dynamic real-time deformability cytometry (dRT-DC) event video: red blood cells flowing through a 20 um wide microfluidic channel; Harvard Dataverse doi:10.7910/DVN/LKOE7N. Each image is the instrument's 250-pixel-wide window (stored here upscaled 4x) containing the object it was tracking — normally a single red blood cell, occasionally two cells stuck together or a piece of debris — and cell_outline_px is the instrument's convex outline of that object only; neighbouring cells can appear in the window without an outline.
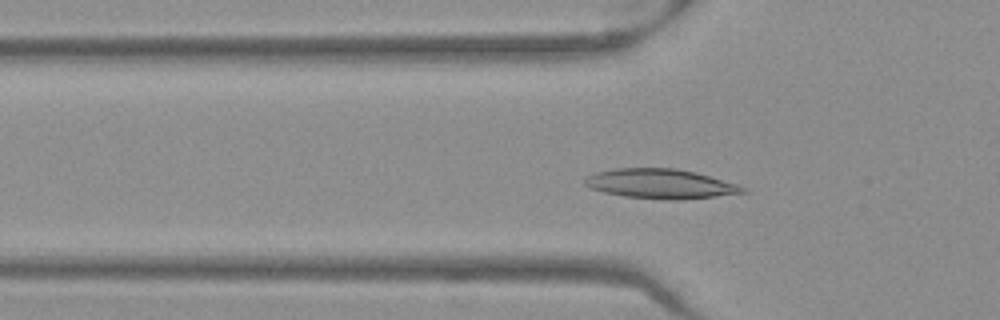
{"species": "Egyptian fruit bat (a non-hibernating species)", "species_latin": "Rousettus aegyptiacus", "temperature_condition": "warm", "stored_images_in_passage": 47, "camera_frame_rate_fps": 3000, "um_per_image_px": 0.085, "frame": {"image": 1, "passage_image": 11, "time_ms": 3.333, "image_size_px": [1000, 320], "cell_outline_px": [[748, 192], [716, 196], [680, 200], [672, 200], [624, 196], [604, 192], [592, 188], [584, 184], [584, 180], [588, 176], [596, 172], [616, 168], [676, 168], [696, 172], [740, 184], [748, 188]], "centroid_in_image_um": [56.21, 15.62], "position_along_channel_um": 69.6, "area_um2": 27.34}}
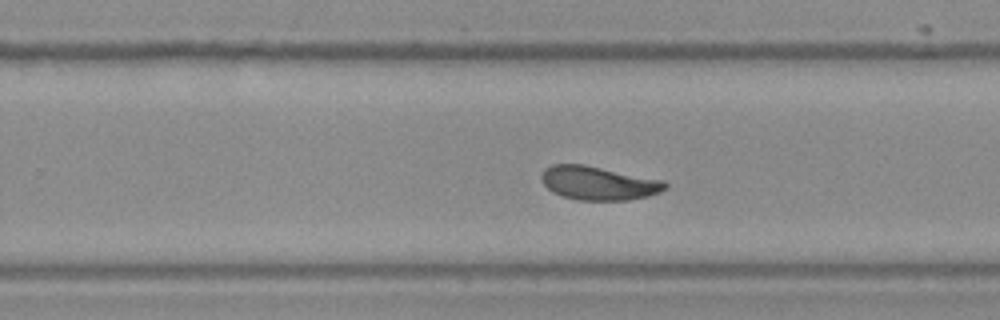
{"frame": {"image": 2, "passage_image": 27, "time_ms": 8.667, "image_size_px": [1000, 320], "cell_outline_px": [[668, 188], [660, 192], [648, 196], [628, 200], [576, 200], [552, 192], [544, 184], [540, 176], [544, 168], [552, 164], [584, 164], [664, 180], [668, 184]], "centroid_in_image_um": [50.88, 15.56], "position_along_channel_um": 278.9, "area_um2": 24.45}}
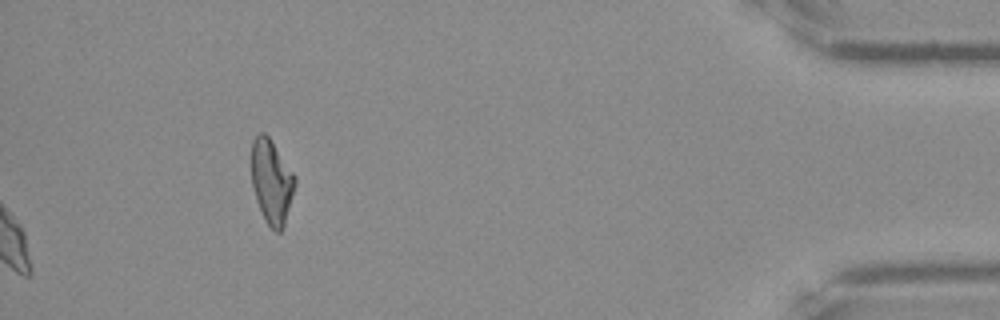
{"frame": {"image": 3, "passage_image": 47, "time_ms": 15.333, "image_size_px": [1000, 320], "cell_outline_px": [[296, 184], [284, 224], [280, 232], [276, 232], [264, 220], [256, 200], [252, 184], [252, 140], [260, 132], [264, 132], [268, 136], [296, 176]], "centroid_in_image_um": [23.08, 15.43], "position_along_channel_um": 412.1, "area_um2": 21.15}, "authors_computed_cell_mechanics": {"area_um2": 24.4494, "velocity_mm_per_s": 3.9204, "shape_relaxation_time_tau1_ms": 2.4627, "shape_relaxation_time_tau2_ms": 1.2011, "deformation_change_tau1": 0.1071, "deformation_change_tau2": 0.0533}}